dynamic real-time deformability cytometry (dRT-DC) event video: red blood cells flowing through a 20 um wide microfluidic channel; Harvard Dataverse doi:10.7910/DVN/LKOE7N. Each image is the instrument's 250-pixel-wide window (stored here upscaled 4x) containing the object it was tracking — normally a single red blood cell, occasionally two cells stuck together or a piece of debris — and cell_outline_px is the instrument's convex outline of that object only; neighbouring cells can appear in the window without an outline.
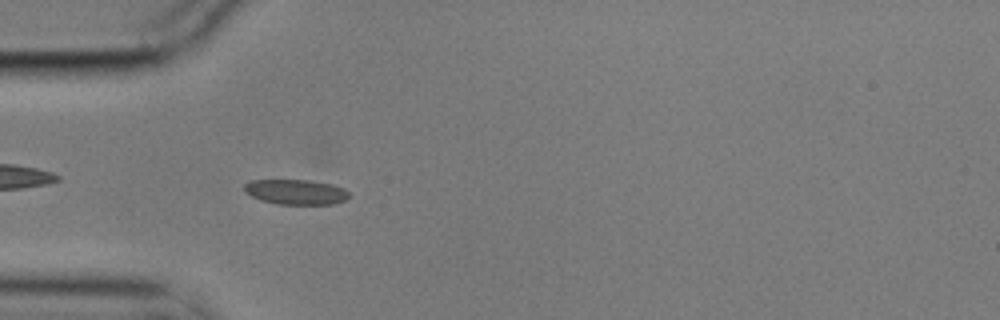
{"species": "common noctule bat (a hibernating species)", "species_latin": "Nyctalus noctula", "temperature_condition": "cold", "stored_images_in_passage": 6, "camera_frame_rate_fps": 3000, "um_per_image_px": 0.085, "animal": {"sex": "male", "body_mass_g": 17.9}, "frame": {"image": 1, "passage_image": 5, "time_ms": 1.333, "image_size_px": [1000, 320], "cell_outline_px": [[348, 196], [344, 200], [332, 204], [280, 204], [260, 200], [244, 192], [244, 184], [252, 180], [308, 180], [332, 184], [344, 188], [348, 192]], "centroid_in_image_um": [25.12, 16.31], "position_along_channel_um": 59.9, "area_um2": 15.2}}
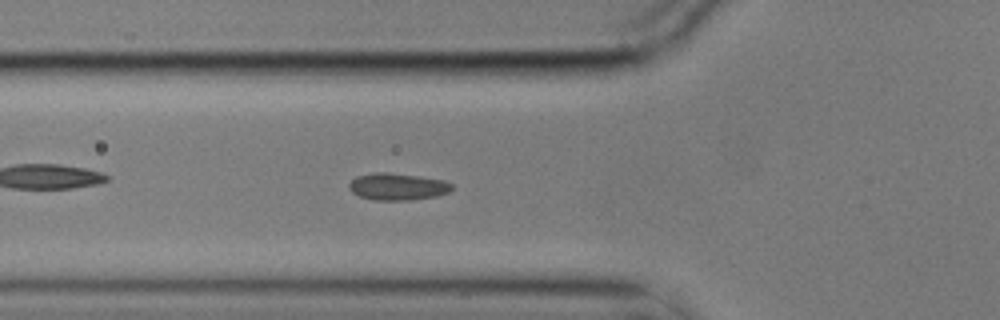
{"frame": {"image": 2, "passage_image": 6, "time_ms": 1.667, "image_size_px": [1000, 320], "cell_outline_px": [[452, 188], [448, 192], [436, 196], [408, 200], [372, 200], [360, 196], [352, 192], [348, 188], [348, 184], [356, 176], [376, 172], [388, 172], [420, 176], [444, 180], [452, 184]], "centroid_in_image_um": [33.76, 15.85], "position_along_channel_um": 92.0, "area_um2": 16.18}}